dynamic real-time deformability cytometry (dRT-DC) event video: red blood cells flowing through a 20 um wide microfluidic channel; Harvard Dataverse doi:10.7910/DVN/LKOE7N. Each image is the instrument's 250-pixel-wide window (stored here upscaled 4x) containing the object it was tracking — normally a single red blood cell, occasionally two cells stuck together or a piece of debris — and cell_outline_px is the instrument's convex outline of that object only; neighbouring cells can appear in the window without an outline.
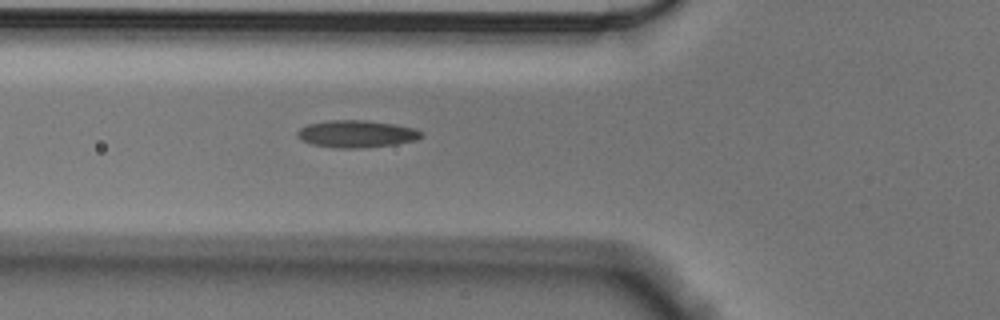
{"species": "Egyptian fruit bat (a non-hibernating species)", "species_latin": "Rousettus aegyptiacus", "temperature_condition": "cold", "stored_images_in_passage": 39, "camera_frame_rate_fps": 3000, "um_per_image_px": 0.085, "animal": {"sex": "male"}, "frame": {"image": 1, "passage_image": 8, "time_ms": 2.333, "image_size_px": [1000, 320], "cell_outline_px": [[424, 136], [416, 140], [396, 144], [364, 148], [336, 148], [312, 144], [300, 140], [296, 136], [296, 132], [300, 128], [308, 124], [328, 120], [368, 120], [396, 124], [416, 128], [424, 132]], "centroid_in_image_um": [30.33, 11.38], "position_along_channel_um": 95.5, "area_um2": 20.06}}
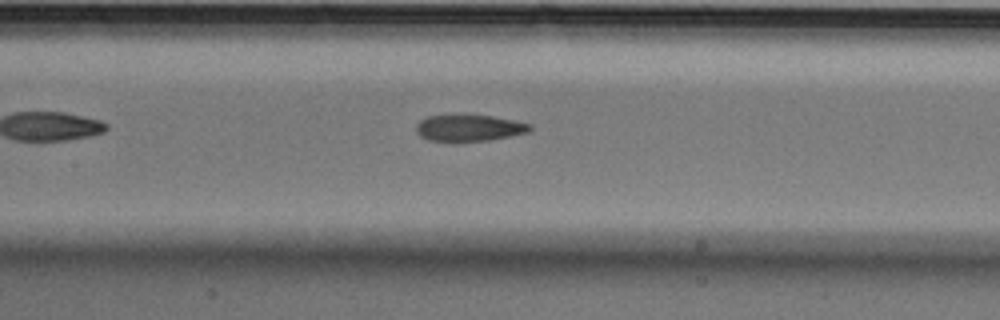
{"frame": {"image": 2, "passage_image": 14, "time_ms": 4.333, "image_size_px": [1000, 320], "cell_outline_px": [[532, 128], [528, 132], [488, 140], [452, 144], [428, 140], [420, 136], [416, 132], [416, 124], [420, 120], [428, 116], [492, 116], [532, 124]], "centroid_in_image_um": [39.82, 10.93], "position_along_channel_um": 167.6, "area_um2": 17.8}}
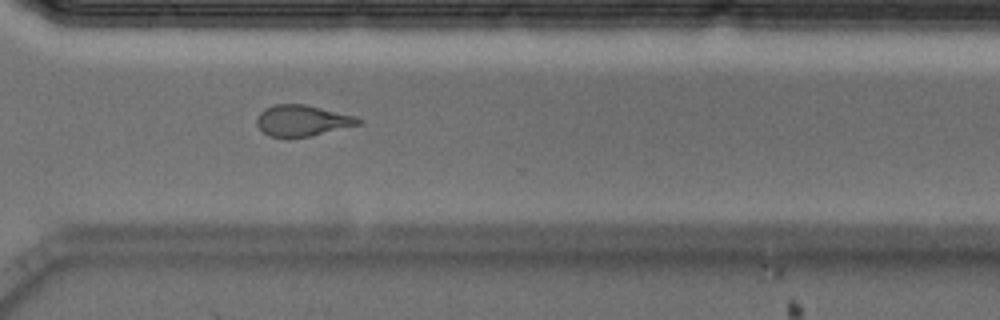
{"frame": {"image": 3, "passage_image": 29, "time_ms": 9.333, "image_size_px": [1000, 320], "cell_outline_px": [[364, 120], [360, 124], [308, 136], [268, 136], [256, 124], [256, 116], [264, 108], [276, 104], [304, 104], [356, 116]], "centroid_in_image_um": [25.68, 10.22], "position_along_channel_um": 344.9, "area_um2": 18.09}, "authors_computed_cell_mechanics": {"area_um2": 18.6116, "velocity_mm_per_s": 3.5563, "shape_relaxation_time_tau1_ms": 6.4517, "shape_relaxation_time_tau2_ms": 2.8885, "deformation_change_tau1": 0.1855, "deformation_change_tau2": 0.0984}}